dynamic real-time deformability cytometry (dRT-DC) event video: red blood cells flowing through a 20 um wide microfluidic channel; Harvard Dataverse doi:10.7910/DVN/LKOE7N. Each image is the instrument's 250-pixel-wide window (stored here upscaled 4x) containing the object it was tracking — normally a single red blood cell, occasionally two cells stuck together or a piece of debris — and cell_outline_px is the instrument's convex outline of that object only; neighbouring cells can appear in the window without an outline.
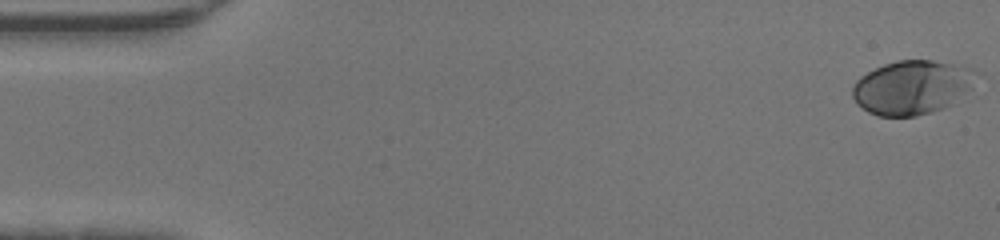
{"species": "human", "species_latin": "Homo sapiens", "temperature_condition": "warm", "stored_images_in_passage": 46, "camera_frame_rate_fps": 3000, "um_per_image_px": 0.085, "donor": {"sex": "male"}, "frame": {"image": 1, "passage_image": 1, "time_ms": 0.0, "image_size_px": [1000, 240], "cell_outline_px": [[980, 72], [972, 88], [952, 104], [944, 108], [932, 112], [916, 116], [876, 116], [868, 112], [852, 96], [852, 88], [856, 80], [860, 76], [884, 64], [896, 60], [932, 60], [972, 68]], "centroid_in_image_um": [77.57, 7.42], "position_along_channel_um": 7.4, "area_um2": 39.13}}
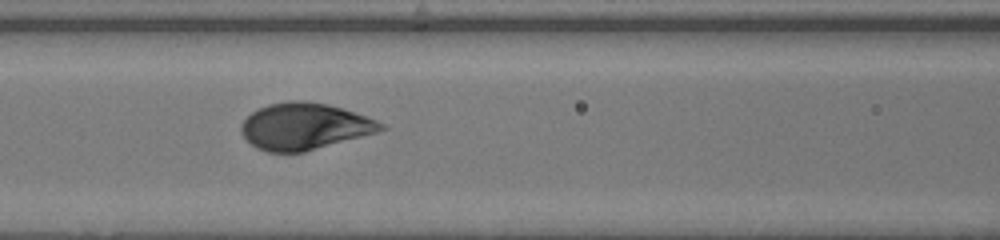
{"frame": {"image": 2, "passage_image": 20, "time_ms": 6.333, "image_size_px": [1000, 240], "cell_outline_px": [[388, 128], [376, 132], [304, 152], [268, 152], [256, 148], [240, 132], [240, 124], [252, 112], [268, 104], [288, 100], [304, 100], [328, 104], [344, 108], [376, 120], [384, 124]], "centroid_in_image_um": [25.87, 10.72], "position_along_channel_um": 140.7, "area_um2": 37.86}}
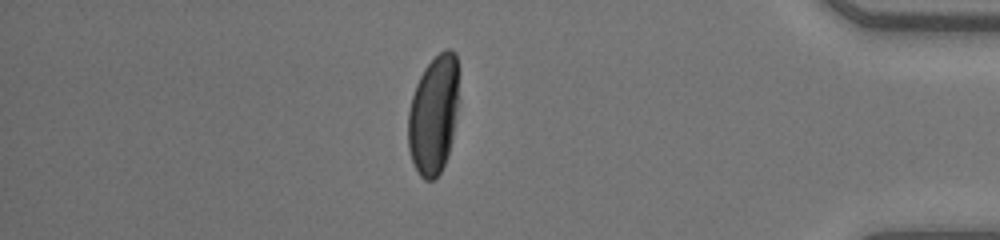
{"frame": {"image": 3, "passage_image": 40, "time_ms": 13.0, "image_size_px": [1000, 240], "cell_outline_px": [[460, 100], [452, 140], [444, 164], [440, 172], [432, 180], [424, 180], [420, 176], [412, 160], [408, 148], [408, 112], [412, 96], [416, 84], [424, 68], [444, 48], [448, 48], [456, 52]], "centroid_in_image_um": [36.88, 9.71], "position_along_channel_um": 398.3, "area_um2": 35.6}}